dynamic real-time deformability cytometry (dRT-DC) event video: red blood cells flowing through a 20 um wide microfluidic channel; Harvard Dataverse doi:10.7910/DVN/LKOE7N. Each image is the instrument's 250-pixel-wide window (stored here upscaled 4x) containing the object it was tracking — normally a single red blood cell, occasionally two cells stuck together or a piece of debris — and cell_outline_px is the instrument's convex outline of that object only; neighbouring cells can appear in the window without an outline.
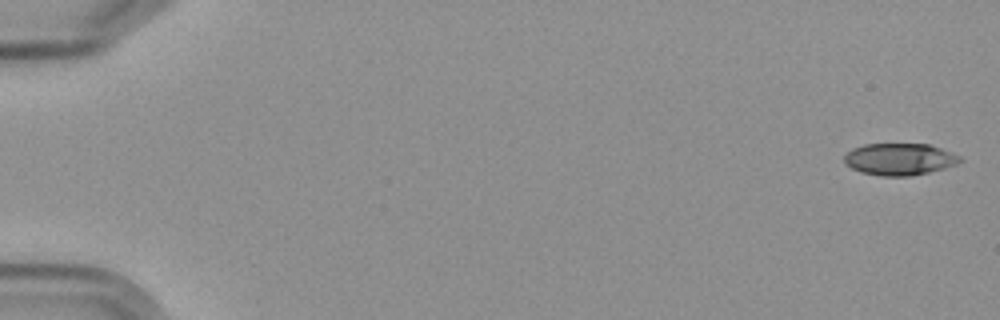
{"species": "Egyptian fruit bat (a non-hibernating species)", "species_latin": "Rousettus aegyptiacus", "temperature_condition": "cold", "stored_images_in_passage": 7, "segment_of_instrument_passage": [1, 2], "camera_frame_rate_fps": 3000, "um_per_image_px": 0.085, "frame": {"image": 1, "passage_image": 1, "time_ms": 0.0, "image_size_px": [1000, 320], "cell_outline_px": [[964, 160], [956, 164], [944, 168], [928, 172], [908, 176], [880, 176], [860, 172], [844, 164], [844, 156], [852, 148], [864, 144], [928, 144], [940, 148], [960, 156]], "centroid_in_image_um": [76.43, 13.53], "position_along_channel_um": 8.6, "area_um2": 21.5}}
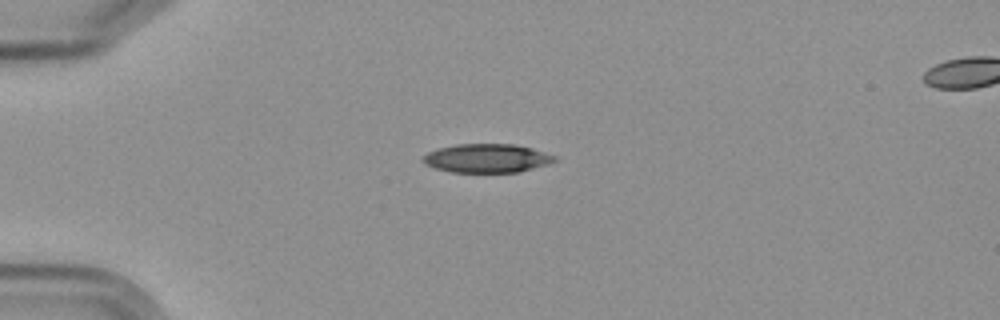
{"frame": {"image": 2, "passage_image": 5, "time_ms": 4.667, "image_size_px": [1000, 320], "cell_outline_px": [[556, 160], [548, 164], [516, 172], [452, 172], [436, 168], [424, 164], [420, 160], [428, 152], [440, 148], [456, 144], [512, 144], [532, 148], [556, 156]], "centroid_in_image_um": [41.36, 13.45], "position_along_channel_um": 43.6, "area_um2": 21.85}}